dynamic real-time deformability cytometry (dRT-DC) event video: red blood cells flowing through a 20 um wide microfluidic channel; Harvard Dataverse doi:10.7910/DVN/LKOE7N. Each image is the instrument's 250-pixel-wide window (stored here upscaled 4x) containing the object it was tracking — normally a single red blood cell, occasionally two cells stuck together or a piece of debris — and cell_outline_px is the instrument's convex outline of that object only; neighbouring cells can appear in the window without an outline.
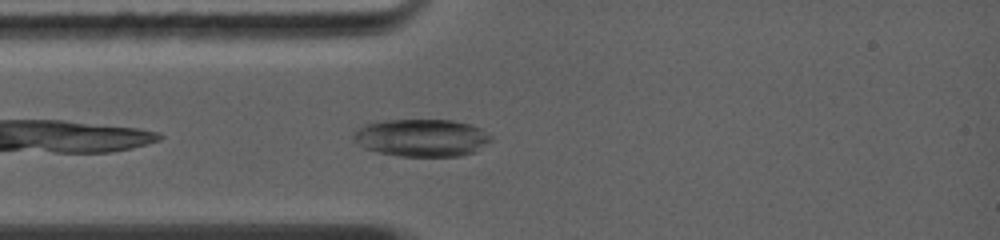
{"species": "common noctule bat (a hibernating species)", "species_latin": "Nyctalus noctula", "temperature_condition": "warm", "stored_images_in_passage": 3, "camera_frame_rate_fps": 5000, "um_per_image_px": 0.085, "animal": {"sex": "female", "body_mass_g": 19.0, "forearm_length_mm": 56.7}, "frame": {"image": 1, "passage_image": 2, "time_ms": 0.4, "image_size_px": [1000, 240], "cell_outline_px": [[492, 140], [476, 152], [460, 156], [396, 156], [376, 152], [364, 148], [352, 136], [352, 132], [364, 124], [384, 120], [452, 120], [468, 124], [480, 128], [492, 136]], "centroid_in_image_um": [35.84, 11.71], "position_along_channel_um": 49.2, "area_um2": 30.23}}